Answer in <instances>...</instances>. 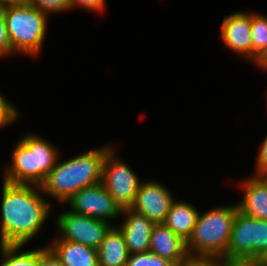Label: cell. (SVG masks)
I'll return each mask as SVG.
<instances>
[{
  "mask_svg": "<svg viewBox=\"0 0 267 266\" xmlns=\"http://www.w3.org/2000/svg\"><path fill=\"white\" fill-rule=\"evenodd\" d=\"M2 8L13 55L36 57L46 37L48 15L30 3Z\"/></svg>",
  "mask_w": 267,
  "mask_h": 266,
  "instance_id": "obj_5",
  "label": "cell"
},
{
  "mask_svg": "<svg viewBox=\"0 0 267 266\" xmlns=\"http://www.w3.org/2000/svg\"><path fill=\"white\" fill-rule=\"evenodd\" d=\"M30 0H0V7L29 4Z\"/></svg>",
  "mask_w": 267,
  "mask_h": 266,
  "instance_id": "obj_30",
  "label": "cell"
},
{
  "mask_svg": "<svg viewBox=\"0 0 267 266\" xmlns=\"http://www.w3.org/2000/svg\"><path fill=\"white\" fill-rule=\"evenodd\" d=\"M66 203L74 213L106 222L118 218L122 210L102 183L81 189Z\"/></svg>",
  "mask_w": 267,
  "mask_h": 266,
  "instance_id": "obj_9",
  "label": "cell"
},
{
  "mask_svg": "<svg viewBox=\"0 0 267 266\" xmlns=\"http://www.w3.org/2000/svg\"><path fill=\"white\" fill-rule=\"evenodd\" d=\"M267 251V220L256 219L237 211L226 257H261Z\"/></svg>",
  "mask_w": 267,
  "mask_h": 266,
  "instance_id": "obj_6",
  "label": "cell"
},
{
  "mask_svg": "<svg viewBox=\"0 0 267 266\" xmlns=\"http://www.w3.org/2000/svg\"><path fill=\"white\" fill-rule=\"evenodd\" d=\"M56 222L58 229L62 232L56 239L77 242L96 250L112 227L110 222L77 214L70 210L60 213Z\"/></svg>",
  "mask_w": 267,
  "mask_h": 266,
  "instance_id": "obj_8",
  "label": "cell"
},
{
  "mask_svg": "<svg viewBox=\"0 0 267 266\" xmlns=\"http://www.w3.org/2000/svg\"><path fill=\"white\" fill-rule=\"evenodd\" d=\"M179 266H221L219 257H188Z\"/></svg>",
  "mask_w": 267,
  "mask_h": 266,
  "instance_id": "obj_28",
  "label": "cell"
},
{
  "mask_svg": "<svg viewBox=\"0 0 267 266\" xmlns=\"http://www.w3.org/2000/svg\"><path fill=\"white\" fill-rule=\"evenodd\" d=\"M243 198L238 211L252 218L267 220V177H247L239 185Z\"/></svg>",
  "mask_w": 267,
  "mask_h": 266,
  "instance_id": "obj_14",
  "label": "cell"
},
{
  "mask_svg": "<svg viewBox=\"0 0 267 266\" xmlns=\"http://www.w3.org/2000/svg\"><path fill=\"white\" fill-rule=\"evenodd\" d=\"M99 266H126L130 255L120 229L112 226L97 249Z\"/></svg>",
  "mask_w": 267,
  "mask_h": 266,
  "instance_id": "obj_16",
  "label": "cell"
},
{
  "mask_svg": "<svg viewBox=\"0 0 267 266\" xmlns=\"http://www.w3.org/2000/svg\"><path fill=\"white\" fill-rule=\"evenodd\" d=\"M123 223L117 226L122 232L130 254L149 251L151 232L154 223L144 214L131 208H123Z\"/></svg>",
  "mask_w": 267,
  "mask_h": 266,
  "instance_id": "obj_12",
  "label": "cell"
},
{
  "mask_svg": "<svg viewBox=\"0 0 267 266\" xmlns=\"http://www.w3.org/2000/svg\"><path fill=\"white\" fill-rule=\"evenodd\" d=\"M237 204L198 214L193 232L186 242L190 257H226Z\"/></svg>",
  "mask_w": 267,
  "mask_h": 266,
  "instance_id": "obj_4",
  "label": "cell"
},
{
  "mask_svg": "<svg viewBox=\"0 0 267 266\" xmlns=\"http://www.w3.org/2000/svg\"><path fill=\"white\" fill-rule=\"evenodd\" d=\"M113 149L104 158L101 183L121 209L130 208L143 181L125 161L117 157Z\"/></svg>",
  "mask_w": 267,
  "mask_h": 266,
  "instance_id": "obj_7",
  "label": "cell"
},
{
  "mask_svg": "<svg viewBox=\"0 0 267 266\" xmlns=\"http://www.w3.org/2000/svg\"><path fill=\"white\" fill-rule=\"evenodd\" d=\"M126 266H176L166 258L159 257L151 251L130 254Z\"/></svg>",
  "mask_w": 267,
  "mask_h": 266,
  "instance_id": "obj_20",
  "label": "cell"
},
{
  "mask_svg": "<svg viewBox=\"0 0 267 266\" xmlns=\"http://www.w3.org/2000/svg\"><path fill=\"white\" fill-rule=\"evenodd\" d=\"M63 266H99L97 250L86 245L55 239L46 245Z\"/></svg>",
  "mask_w": 267,
  "mask_h": 266,
  "instance_id": "obj_15",
  "label": "cell"
},
{
  "mask_svg": "<svg viewBox=\"0 0 267 266\" xmlns=\"http://www.w3.org/2000/svg\"><path fill=\"white\" fill-rule=\"evenodd\" d=\"M264 266H267V251L261 256Z\"/></svg>",
  "mask_w": 267,
  "mask_h": 266,
  "instance_id": "obj_31",
  "label": "cell"
},
{
  "mask_svg": "<svg viewBox=\"0 0 267 266\" xmlns=\"http://www.w3.org/2000/svg\"><path fill=\"white\" fill-rule=\"evenodd\" d=\"M44 195L40 186L3 181L0 245H25L41 232L52 209Z\"/></svg>",
  "mask_w": 267,
  "mask_h": 266,
  "instance_id": "obj_1",
  "label": "cell"
},
{
  "mask_svg": "<svg viewBox=\"0 0 267 266\" xmlns=\"http://www.w3.org/2000/svg\"><path fill=\"white\" fill-rule=\"evenodd\" d=\"M221 266H264L261 257H222Z\"/></svg>",
  "mask_w": 267,
  "mask_h": 266,
  "instance_id": "obj_25",
  "label": "cell"
},
{
  "mask_svg": "<svg viewBox=\"0 0 267 266\" xmlns=\"http://www.w3.org/2000/svg\"><path fill=\"white\" fill-rule=\"evenodd\" d=\"M24 245H0V266H38V248L21 251Z\"/></svg>",
  "mask_w": 267,
  "mask_h": 266,
  "instance_id": "obj_18",
  "label": "cell"
},
{
  "mask_svg": "<svg viewBox=\"0 0 267 266\" xmlns=\"http://www.w3.org/2000/svg\"><path fill=\"white\" fill-rule=\"evenodd\" d=\"M251 19V13L242 11L226 15L222 20L220 34L228 49L236 51L249 62L252 61Z\"/></svg>",
  "mask_w": 267,
  "mask_h": 266,
  "instance_id": "obj_11",
  "label": "cell"
},
{
  "mask_svg": "<svg viewBox=\"0 0 267 266\" xmlns=\"http://www.w3.org/2000/svg\"><path fill=\"white\" fill-rule=\"evenodd\" d=\"M149 251L170 260L176 266L181 265L189 257L186 241L173 233L164 223L154 224Z\"/></svg>",
  "mask_w": 267,
  "mask_h": 266,
  "instance_id": "obj_13",
  "label": "cell"
},
{
  "mask_svg": "<svg viewBox=\"0 0 267 266\" xmlns=\"http://www.w3.org/2000/svg\"><path fill=\"white\" fill-rule=\"evenodd\" d=\"M199 210L186 201H174L164 224L184 241H188L196 224Z\"/></svg>",
  "mask_w": 267,
  "mask_h": 266,
  "instance_id": "obj_17",
  "label": "cell"
},
{
  "mask_svg": "<svg viewBox=\"0 0 267 266\" xmlns=\"http://www.w3.org/2000/svg\"><path fill=\"white\" fill-rule=\"evenodd\" d=\"M111 146L91 149L70 160L59 162L40 185L43 193L63 204L76 192L102 182V168Z\"/></svg>",
  "mask_w": 267,
  "mask_h": 266,
  "instance_id": "obj_2",
  "label": "cell"
},
{
  "mask_svg": "<svg viewBox=\"0 0 267 266\" xmlns=\"http://www.w3.org/2000/svg\"><path fill=\"white\" fill-rule=\"evenodd\" d=\"M30 4L47 15L71 10V0H30Z\"/></svg>",
  "mask_w": 267,
  "mask_h": 266,
  "instance_id": "obj_21",
  "label": "cell"
},
{
  "mask_svg": "<svg viewBox=\"0 0 267 266\" xmlns=\"http://www.w3.org/2000/svg\"><path fill=\"white\" fill-rule=\"evenodd\" d=\"M13 55V50L9 41L8 30L4 19L3 8L0 7V58Z\"/></svg>",
  "mask_w": 267,
  "mask_h": 266,
  "instance_id": "obj_23",
  "label": "cell"
},
{
  "mask_svg": "<svg viewBox=\"0 0 267 266\" xmlns=\"http://www.w3.org/2000/svg\"><path fill=\"white\" fill-rule=\"evenodd\" d=\"M10 102L0 93V128L12 124L20 117L18 109Z\"/></svg>",
  "mask_w": 267,
  "mask_h": 266,
  "instance_id": "obj_22",
  "label": "cell"
},
{
  "mask_svg": "<svg viewBox=\"0 0 267 266\" xmlns=\"http://www.w3.org/2000/svg\"><path fill=\"white\" fill-rule=\"evenodd\" d=\"M106 0H71V9L80 7L87 11H96L98 13L105 9Z\"/></svg>",
  "mask_w": 267,
  "mask_h": 266,
  "instance_id": "obj_27",
  "label": "cell"
},
{
  "mask_svg": "<svg viewBox=\"0 0 267 266\" xmlns=\"http://www.w3.org/2000/svg\"><path fill=\"white\" fill-rule=\"evenodd\" d=\"M56 147L46 139L28 133L12 150L11 165L4 168V180L11 184L40 186L55 167L59 157Z\"/></svg>",
  "mask_w": 267,
  "mask_h": 266,
  "instance_id": "obj_3",
  "label": "cell"
},
{
  "mask_svg": "<svg viewBox=\"0 0 267 266\" xmlns=\"http://www.w3.org/2000/svg\"><path fill=\"white\" fill-rule=\"evenodd\" d=\"M259 147V152L256 157L255 173L253 176L267 177V136Z\"/></svg>",
  "mask_w": 267,
  "mask_h": 266,
  "instance_id": "obj_24",
  "label": "cell"
},
{
  "mask_svg": "<svg viewBox=\"0 0 267 266\" xmlns=\"http://www.w3.org/2000/svg\"><path fill=\"white\" fill-rule=\"evenodd\" d=\"M252 13L251 39H252V63L265 48H267V16Z\"/></svg>",
  "mask_w": 267,
  "mask_h": 266,
  "instance_id": "obj_19",
  "label": "cell"
},
{
  "mask_svg": "<svg viewBox=\"0 0 267 266\" xmlns=\"http://www.w3.org/2000/svg\"><path fill=\"white\" fill-rule=\"evenodd\" d=\"M175 201L171 190L164 184L155 181H143L130 207L144 214L154 224L164 223L172 203Z\"/></svg>",
  "mask_w": 267,
  "mask_h": 266,
  "instance_id": "obj_10",
  "label": "cell"
},
{
  "mask_svg": "<svg viewBox=\"0 0 267 266\" xmlns=\"http://www.w3.org/2000/svg\"><path fill=\"white\" fill-rule=\"evenodd\" d=\"M38 266H63L55 254L47 247L38 248Z\"/></svg>",
  "mask_w": 267,
  "mask_h": 266,
  "instance_id": "obj_26",
  "label": "cell"
},
{
  "mask_svg": "<svg viewBox=\"0 0 267 266\" xmlns=\"http://www.w3.org/2000/svg\"><path fill=\"white\" fill-rule=\"evenodd\" d=\"M261 70L267 71V48H265L253 61Z\"/></svg>",
  "mask_w": 267,
  "mask_h": 266,
  "instance_id": "obj_29",
  "label": "cell"
}]
</instances>
